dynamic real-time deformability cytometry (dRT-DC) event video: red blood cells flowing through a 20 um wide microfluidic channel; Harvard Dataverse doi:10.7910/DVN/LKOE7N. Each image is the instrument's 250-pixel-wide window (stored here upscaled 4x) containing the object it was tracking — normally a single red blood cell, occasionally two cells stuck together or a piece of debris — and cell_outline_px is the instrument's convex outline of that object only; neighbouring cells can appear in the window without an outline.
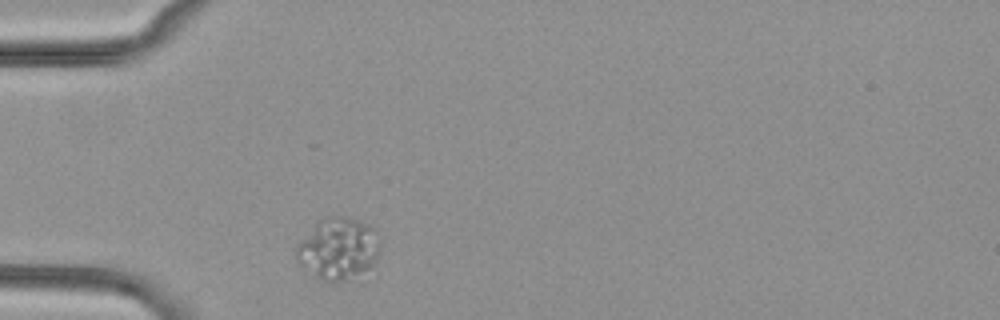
{"species": "common noctule bat (a hibernating species)", "species_latin": "Nyctalus noctula", "temperature_condition": "cold", "stored_images_in_passage": 40, "camera_frame_rate_fps": 3000, "um_per_image_px": 0.085, "animal": {"sex": "female", "body_mass_g": 29.2, "forearm_length_mm": 56.3}, "frame": {"image": 1, "passage_image": 1, "time_ms": 0.0, "image_size_px": [1000, 320], "cell_outline_px": [[380, 252], [364, 284], [328, 284], [312, 276], [296, 264], [296, 244], [324, 216], [344, 216], [368, 224], [376, 228], [380, 236]], "centroid_in_image_um": [28.83, 21.3], "position_along_channel_um": 56.2, "area_um2": 32.77}}
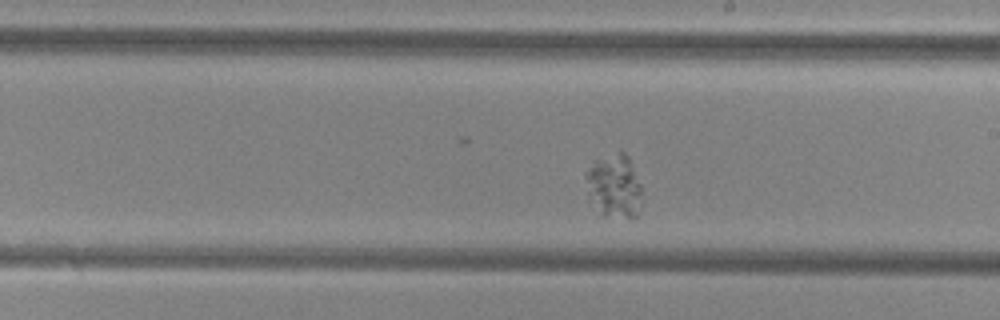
{"frame": {"image": 2, "passage_image": 17, "time_ms": 5.333, "image_size_px": [1000, 320], "cell_outline_px": [[640, 212], [632, 220], [600, 216], [588, 192], [584, 176], [584, 172], [596, 160], [620, 152], [624, 152], [628, 156], [640, 184]], "centroid_in_image_um": [52.2, 15.89], "position_along_channel_um": 236.8, "area_um2": 20.87}}
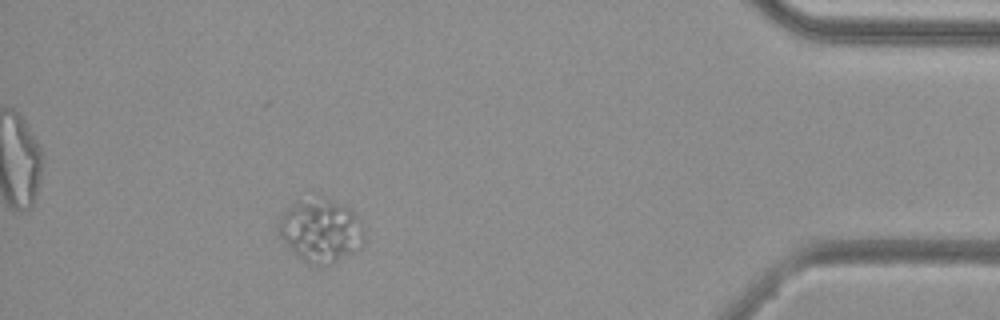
{"frame": {"image": 3, "passage_image": 35, "time_ms": 11.333, "image_size_px": [1000, 320], "cell_outline_px": [[364, 244], [360, 252], [332, 264], [320, 268], [316, 268], [300, 260], [280, 240], [276, 232], [276, 224], [280, 216], [296, 200], [316, 192], [320, 192], [344, 204], [356, 216], [364, 236]], "centroid_in_image_um": [27.22, 19.59], "position_along_channel_um": 408.0, "area_um2": 33.76}}